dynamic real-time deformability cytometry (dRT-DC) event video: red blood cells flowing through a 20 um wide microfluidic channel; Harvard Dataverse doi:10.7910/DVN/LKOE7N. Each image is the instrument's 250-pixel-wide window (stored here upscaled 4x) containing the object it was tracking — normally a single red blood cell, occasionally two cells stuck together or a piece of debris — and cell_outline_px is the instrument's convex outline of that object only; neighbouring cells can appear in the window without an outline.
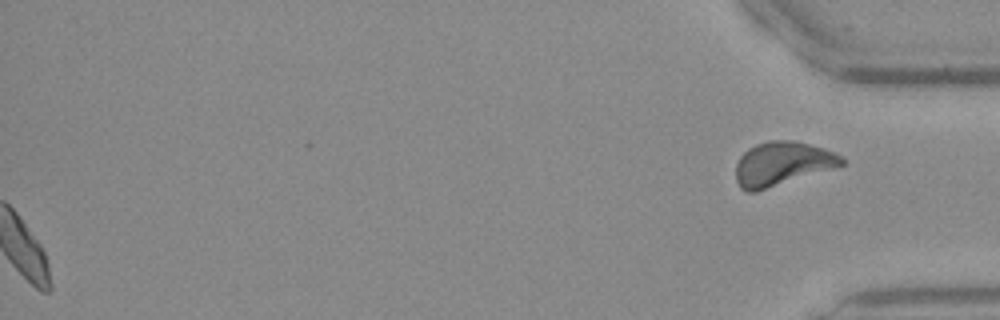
{"species": "Egyptian fruit bat (a non-hibernating species)", "species_latin": "Rousettus aegyptiacus", "temperature_condition": "warm", "stored_images_in_passage": 36, "segment_of_instrument_passage": [2, 2], "camera_frame_rate_fps": 3000, "um_per_image_px": 0.085, "frame": {"image": 1, "passage_image": 36, "time_ms": 11.667, "image_size_px": [1000, 320], "cell_outline_px": [[848, 164], [756, 192], [748, 192], [740, 188], [736, 180], [736, 164], [740, 156], [748, 148], [756, 144], [768, 140], [796, 140], [824, 148], [840, 156]], "centroid_in_image_um": [66.48, 13.91], "position_along_channel_um": 368.7, "area_um2": 27.28}}